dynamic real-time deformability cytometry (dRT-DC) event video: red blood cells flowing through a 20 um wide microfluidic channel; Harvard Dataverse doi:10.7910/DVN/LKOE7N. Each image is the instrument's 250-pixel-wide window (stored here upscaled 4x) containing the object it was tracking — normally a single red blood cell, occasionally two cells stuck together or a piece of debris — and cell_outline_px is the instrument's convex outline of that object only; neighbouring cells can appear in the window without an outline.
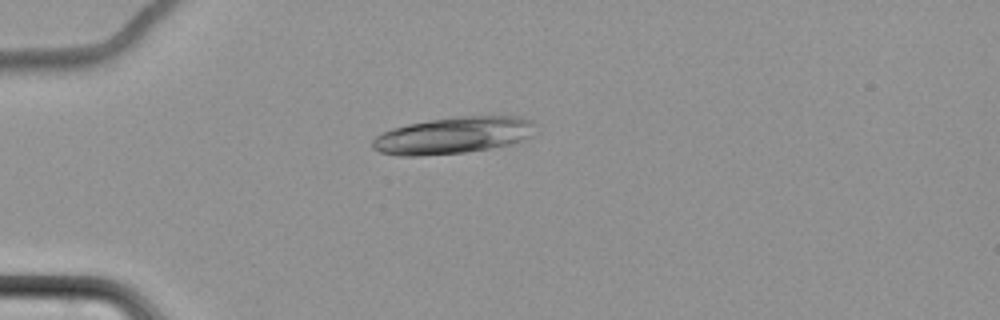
{"species": "common noctule bat (a hibernating species)", "species_latin": "Nyctalus noctula", "temperature_condition": "cold", "stored_images_in_passage": 7, "camera_frame_rate_fps": 3000, "um_per_image_px": 0.085, "animal": {"sex": "female", "body_mass_g": 22.7, "forearm_length_mm": 54.2}, "frame": {"image": 1, "passage_image": 2, "time_ms": 2.0, "image_size_px": [1000, 320], "cell_outline_px": [[536, 124], [532, 136], [524, 140], [508, 144], [488, 148], [464, 152], [416, 156], [400, 156], [380, 152], [372, 148], [372, 140], [380, 132], [392, 128], [408, 124], [432, 120], [460, 116], [520, 116], [532, 120]], "centroid_in_image_um": [38.53, 11.5], "position_along_channel_um": 46.5, "area_um2": 34.85}}
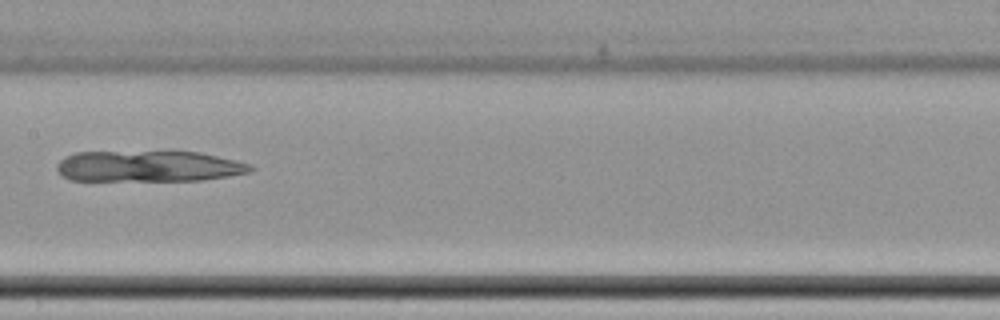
{"frame": {"image": 2, "passage_image": 6, "time_ms": 7.0, "image_size_px": [1000, 320], "cell_outline_px": [[256, 168], [252, 172], [204, 180], [68, 180], [60, 176], [56, 168], [56, 164], [64, 156], [76, 152], [200, 152], [236, 160], [252, 164]], "centroid_in_image_um": [12.64, 14.13], "position_along_channel_um": 194.8, "area_um2": 35.2}}
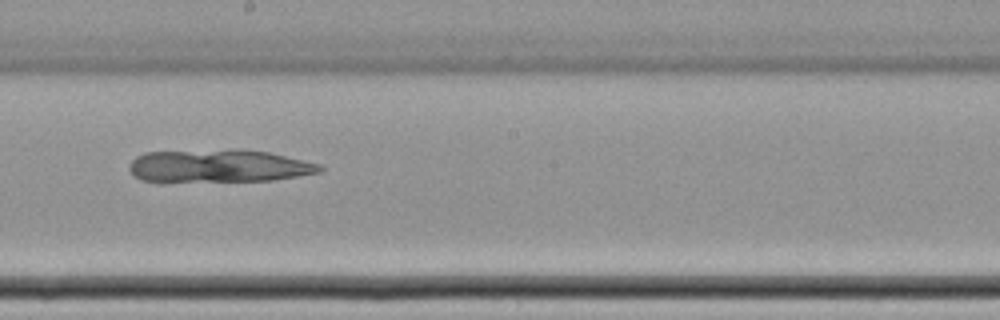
{"frame": {"image": 3, "passage_image": 7, "time_ms": 8.0, "image_size_px": [1000, 320], "cell_outline_px": [[324, 168], [320, 172], [272, 180], [160, 184], [140, 180], [128, 168], [128, 164], [136, 156], [144, 152], [268, 152], [320, 164]], "centroid_in_image_um": [18.48, 14.2], "position_along_channel_um": 229.7, "area_um2": 36.13}}